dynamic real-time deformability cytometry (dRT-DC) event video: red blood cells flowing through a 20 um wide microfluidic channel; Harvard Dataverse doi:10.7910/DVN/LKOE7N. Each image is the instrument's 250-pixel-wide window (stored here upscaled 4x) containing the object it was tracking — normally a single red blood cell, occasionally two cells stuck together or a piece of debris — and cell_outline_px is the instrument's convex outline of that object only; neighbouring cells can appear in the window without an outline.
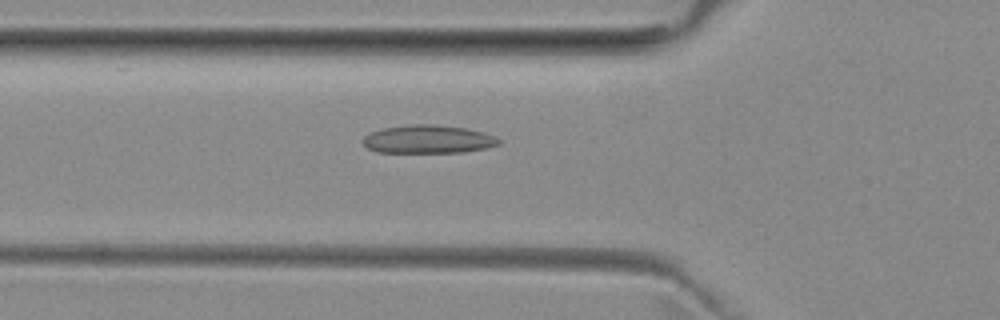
{"species": "common noctule bat (a hibernating species)", "species_latin": "Nyctalus noctula", "temperature_condition": "room temperature", "stored_images_in_passage": 52, "camera_frame_rate_fps": 3000, "um_per_image_px": 0.085, "animal": {"sex": "female", "body_mass_g": 29.2, "forearm_length_mm": 56.3}, "frame": {"image": 1, "passage_image": 18, "time_ms": 5.667, "image_size_px": [1000, 320], "cell_outline_px": [[500, 144], [484, 148], [464, 152], [376, 152], [368, 148], [364, 144], [364, 136], [372, 132], [384, 128], [408, 124], [436, 124], [468, 128], [484, 132], [496, 136], [500, 140]], "centroid_in_image_um": [36.43, 11.82], "position_along_channel_um": 89.4, "area_um2": 22.37}}
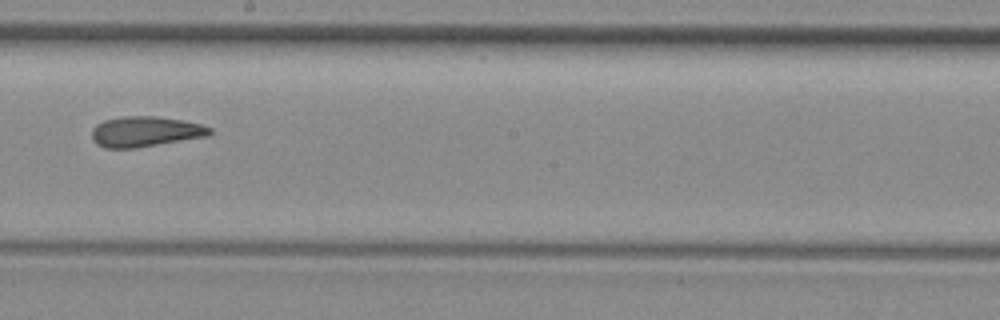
{"frame": {"image": 2, "passage_image": 29, "time_ms": 9.333, "image_size_px": [1000, 320], "cell_outline_px": [[212, 132], [208, 136], [136, 148], [104, 148], [96, 144], [92, 140], [92, 128], [96, 124], [104, 120], [124, 116], [156, 116], [180, 120], [200, 124], [212, 128]], "centroid_in_image_um": [12.32, 11.19], "position_along_channel_um": 235.9, "area_um2": 20.92}}
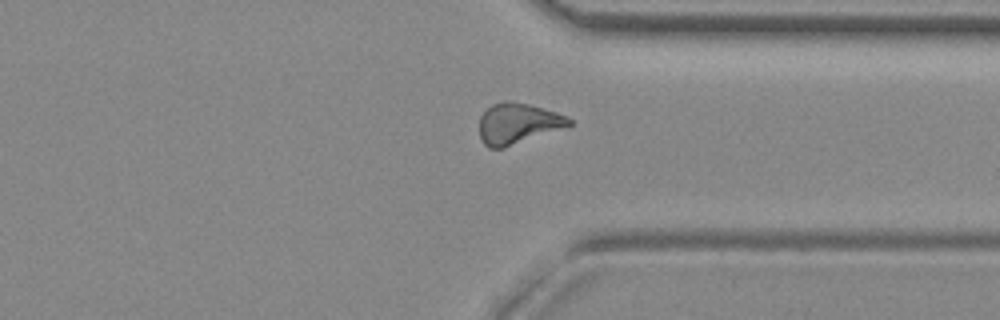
{"frame": {"image": 3, "passage_image": 39, "time_ms": 12.667, "image_size_px": [1000, 320], "cell_outline_px": [[572, 124], [504, 148], [488, 148], [484, 144], [480, 136], [480, 116], [492, 104], [504, 100], [512, 100], [528, 104], [556, 112], [568, 116], [572, 120]], "centroid_in_image_um": [43.99, 10.48], "position_along_channel_um": 367.4, "area_um2": 21.1}, "authors_computed_cell_mechanics": {"area_um2": 21.2704, "velocity_mm_per_s": 3.9808, "shape_relaxation_time_tau1_ms": null, "shape_relaxation_time_tau2_ms": 3.7185, "deformation_change_tau1": null, "deformation_change_tau2": 0.1218}}